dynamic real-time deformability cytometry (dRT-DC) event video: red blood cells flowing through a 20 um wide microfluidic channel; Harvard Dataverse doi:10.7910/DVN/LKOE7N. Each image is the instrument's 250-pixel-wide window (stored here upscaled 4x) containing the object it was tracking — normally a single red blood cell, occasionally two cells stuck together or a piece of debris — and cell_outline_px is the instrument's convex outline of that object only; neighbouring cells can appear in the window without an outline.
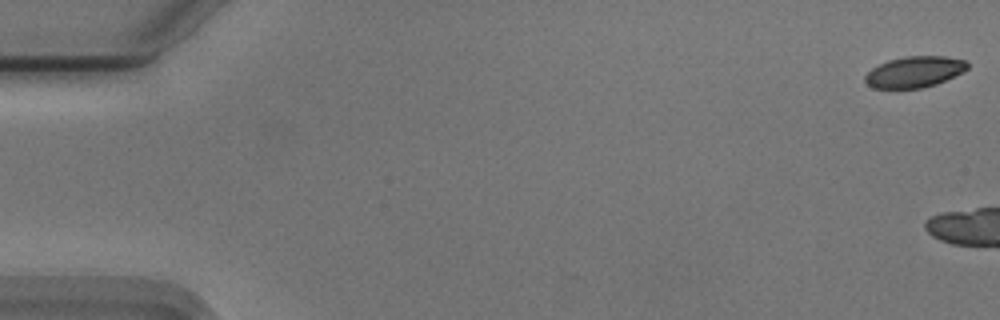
{"species": "Egyptian fruit bat (a non-hibernating species)", "species_latin": "Rousettus aegyptiacus", "temperature_condition": "cold", "stored_images_in_passage": 6, "camera_frame_rate_fps": 3000, "um_per_image_px": 0.085, "animal": {"sex": "male"}, "frame": {"image": 1, "passage_image": 1, "time_ms": 0.0, "image_size_px": [1000, 320], "cell_outline_px": [[968, 68], [936, 84], [920, 88], [872, 88], [864, 80], [864, 76], [872, 68], [888, 60], [908, 56], [944, 56], [964, 60], [968, 64]], "centroid_in_image_um": [77.69, 6.11], "position_along_channel_um": 7.3, "area_um2": 18.21}}